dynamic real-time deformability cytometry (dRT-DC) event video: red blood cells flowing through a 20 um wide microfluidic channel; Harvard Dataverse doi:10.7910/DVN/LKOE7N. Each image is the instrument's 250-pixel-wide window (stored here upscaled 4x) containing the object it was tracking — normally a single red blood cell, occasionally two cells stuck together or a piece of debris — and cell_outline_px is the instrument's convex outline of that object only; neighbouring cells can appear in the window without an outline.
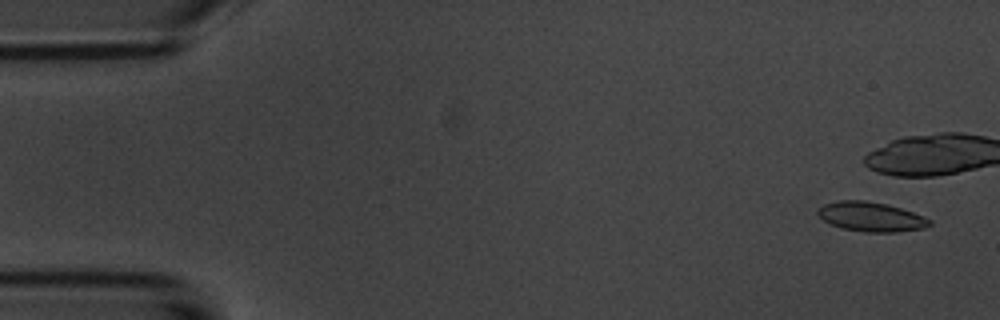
{"species": "common noctule bat (a hibernating species)", "species_latin": "Nyctalus noctula", "temperature_condition": "room temperature", "stored_images_in_passage": 5, "camera_frame_rate_fps": 3000, "um_per_image_px": 0.085, "animal": {"sex": "male", "body_mass_g": 20.1, "forearm_length_mm": 53.5}, "frame": {"image": 1, "passage_image": 1, "time_ms": 0.0, "image_size_px": [1000, 320], "cell_outline_px": [[932, 224], [924, 228], [896, 232], [864, 232], [844, 228], [832, 224], [824, 220], [816, 212], [816, 208], [824, 204], [836, 200], [864, 200], [888, 204], [924, 216], [932, 220]], "centroid_in_image_um": [74.04, 18.41], "position_along_channel_um": 11.0, "area_um2": 19.25}}